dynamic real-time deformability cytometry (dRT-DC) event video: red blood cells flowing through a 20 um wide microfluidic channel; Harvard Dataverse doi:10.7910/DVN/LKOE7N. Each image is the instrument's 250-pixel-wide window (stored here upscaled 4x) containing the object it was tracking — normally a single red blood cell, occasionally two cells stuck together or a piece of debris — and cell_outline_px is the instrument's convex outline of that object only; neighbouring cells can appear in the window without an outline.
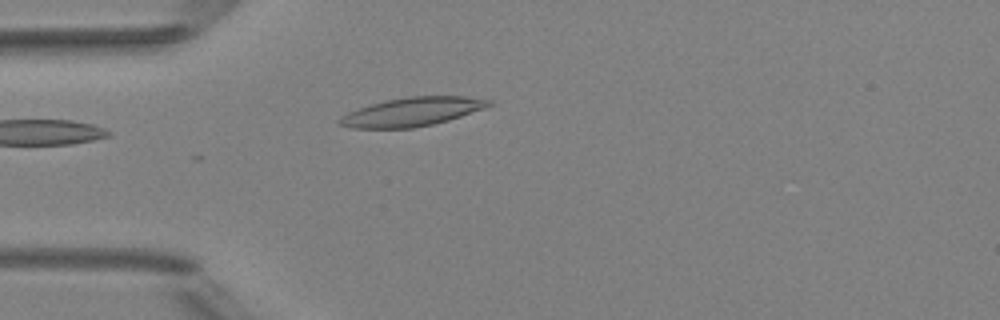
{"species": "Egyptian fruit bat (a non-hibernating species)", "species_latin": "Rousettus aegyptiacus", "temperature_condition": "room temperature", "stored_images_in_passage": 4, "camera_frame_rate_fps": 3000, "um_per_image_px": 0.085, "animal": {"sex": "female"}, "frame": {"image": 1, "passage_image": 4, "time_ms": 3.667, "image_size_px": [1000, 320], "cell_outline_px": [[492, 104], [484, 108], [448, 120], [432, 124], [412, 128], [352, 128], [336, 124], [336, 120], [348, 112], [384, 100], [408, 96], [464, 96], [492, 100]], "centroid_in_image_um": [34.99, 9.5], "position_along_channel_um": 50.0, "area_um2": 24.85}}